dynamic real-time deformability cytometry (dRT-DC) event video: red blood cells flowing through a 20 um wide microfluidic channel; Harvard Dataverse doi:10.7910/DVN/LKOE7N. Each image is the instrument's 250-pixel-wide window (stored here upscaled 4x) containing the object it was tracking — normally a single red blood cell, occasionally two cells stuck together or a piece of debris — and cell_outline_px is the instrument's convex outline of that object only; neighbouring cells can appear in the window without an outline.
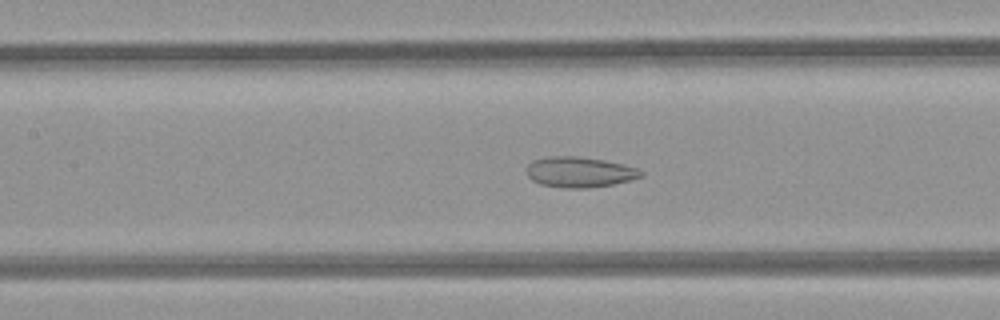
{"species": "common noctule bat (a hibernating species)", "species_latin": "Nyctalus noctula", "temperature_condition": "room temperature", "stored_images_in_passage": 49, "camera_frame_rate_fps": 3000, "um_per_image_px": 0.085, "animal": {"sex": "female", "body_mass_g": 21.9}, "frame": {"image": 1, "passage_image": 22, "time_ms": 7.0, "image_size_px": [1000, 320], "cell_outline_px": [[644, 176], [612, 184], [588, 188], [564, 188], [540, 184], [532, 180], [528, 176], [528, 164], [532, 160], [548, 156], [576, 156], [600, 160], [620, 164], [636, 168], [644, 172]], "centroid_in_image_um": [49.23, 14.63], "position_along_channel_um": 158.2, "area_um2": 20.06}}
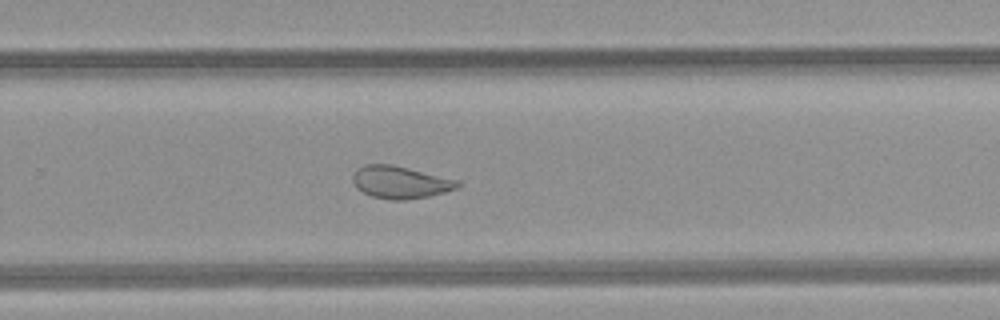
{"frame": {"image": 2, "passage_image": 32, "time_ms": 10.333, "image_size_px": [1000, 320], "cell_outline_px": [[460, 184], [456, 188], [444, 192], [428, 196], [404, 200], [392, 200], [372, 196], [356, 188], [352, 180], [352, 176], [356, 168], [364, 164], [392, 164], [460, 180]], "centroid_in_image_um": [34.0, 15.47], "position_along_channel_um": 295.8, "area_um2": 19.83}}
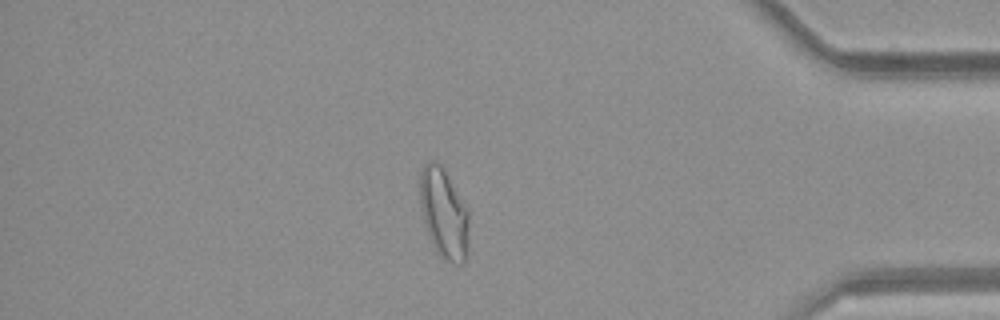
{"frame": {"image": 3, "passage_image": 42, "time_ms": 13.667, "image_size_px": [1000, 320], "cell_outline_px": [[468, 252], [464, 264], [456, 264], [444, 260], [432, 244], [428, 236], [424, 220], [420, 200], [420, 172], [424, 164], [428, 160], [436, 160], [444, 168], [468, 212]], "centroid_in_image_um": [37.72, 18.15], "position_along_channel_um": 397.5, "area_um2": 25.66}, "authors_computed_cell_mechanics": {"area_um2": 25.0274, "velocity_mm_per_s": 4.1478, "shape_relaxation_time_tau1_ms": null, "shape_relaxation_time_tau2_ms": 1.8948, "deformation_change_tau1": null, "deformation_change_tau2": 0.0916}}